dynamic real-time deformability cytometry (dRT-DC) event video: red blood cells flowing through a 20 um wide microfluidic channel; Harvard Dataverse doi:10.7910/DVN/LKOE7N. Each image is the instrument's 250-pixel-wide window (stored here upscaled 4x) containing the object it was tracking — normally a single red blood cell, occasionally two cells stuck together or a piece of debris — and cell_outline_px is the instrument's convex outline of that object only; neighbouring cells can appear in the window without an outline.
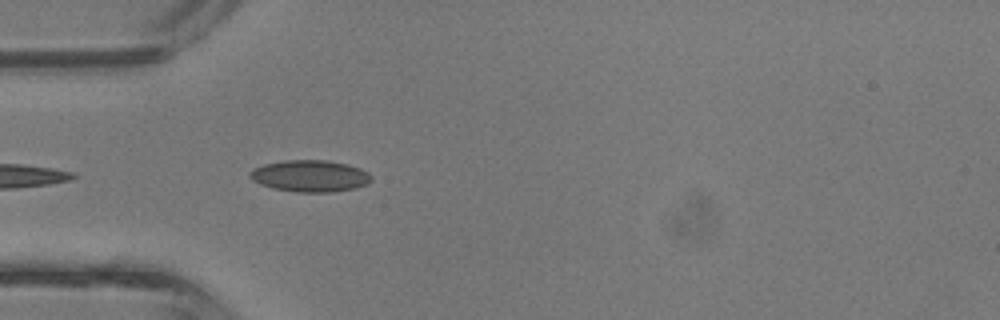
{"species": "common noctule bat (a hibernating species)", "species_latin": "Nyctalus noctula", "temperature_condition": "room temperature", "stored_images_in_passage": 19, "camera_frame_rate_fps": 3000, "um_per_image_px": 0.085, "animal": {"sex": "male", "body_mass_g": 13.3}, "frame": {"image": 1, "passage_image": 2, "time_ms": 0.333, "image_size_px": [1000, 320], "cell_outline_px": [[372, 180], [356, 188], [332, 192], [296, 192], [272, 188], [260, 184], [252, 180], [248, 176], [248, 172], [252, 168], [264, 164], [284, 160], [324, 160], [348, 164], [360, 168], [368, 172], [372, 176]], "centroid_in_image_um": [26.32, 14.95], "position_along_channel_um": 58.7, "area_um2": 22.6}}
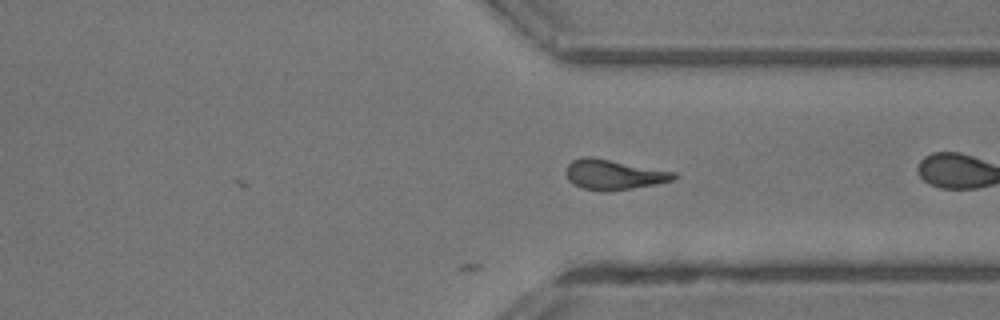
{"frame": {"image": 2, "passage_image": 19, "time_ms": 6.0, "image_size_px": [1000, 320], "cell_outline_px": [[680, 176], [672, 180], [656, 184], [632, 188], [584, 188], [572, 184], [568, 180], [568, 164], [572, 160], [584, 156], [588, 156], [676, 172]], "centroid_in_image_um": [52.21, 14.8], "position_along_channel_um": 359.2, "area_um2": 17.98}}